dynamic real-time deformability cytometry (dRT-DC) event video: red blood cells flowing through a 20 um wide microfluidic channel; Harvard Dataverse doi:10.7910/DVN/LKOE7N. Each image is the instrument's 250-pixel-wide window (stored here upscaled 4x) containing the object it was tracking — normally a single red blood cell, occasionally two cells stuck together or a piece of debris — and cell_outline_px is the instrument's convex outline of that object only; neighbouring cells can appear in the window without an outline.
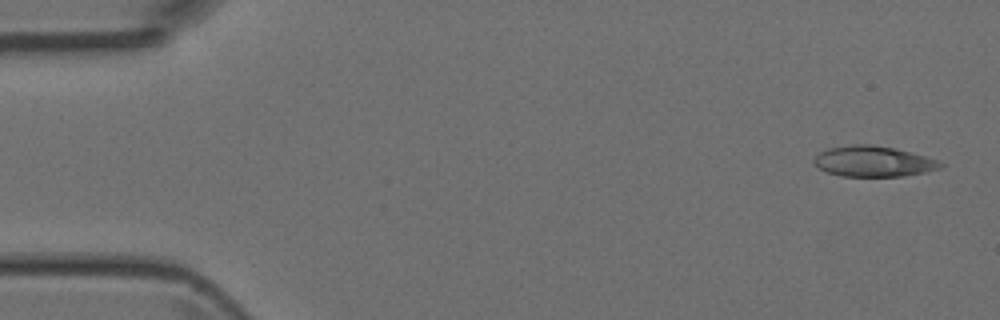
{"species": "Egyptian fruit bat (a non-hibernating species)", "species_latin": "Rousettus aegyptiacus", "temperature_condition": "room temperature", "stored_images_in_passage": 6, "camera_frame_rate_fps": 3000, "um_per_image_px": 0.085, "animal": {"sex": "female"}, "frame": {"image": 1, "passage_image": 1, "time_ms": 0.0, "image_size_px": [1000, 320], "cell_outline_px": [[944, 164], [940, 168], [924, 172], [904, 176], [840, 176], [828, 172], [820, 168], [812, 160], [820, 152], [828, 148], [852, 144], [868, 144], [896, 148], [924, 156], [936, 160]], "centroid_in_image_um": [74.22, 13.71], "position_along_channel_um": 10.8, "area_um2": 22.37}}
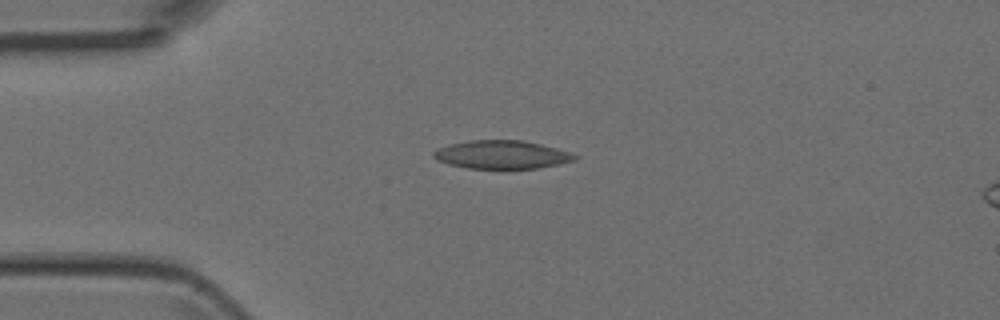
{"frame": {"image": 2, "passage_image": 4, "time_ms": 3.333, "image_size_px": [1000, 320], "cell_outline_px": [[580, 156], [576, 160], [536, 168], [468, 168], [448, 164], [432, 156], [432, 152], [436, 148], [448, 144], [468, 140], [524, 140], [572, 152]], "centroid_in_image_um": [42.64, 13.13], "position_along_channel_um": 42.4, "area_um2": 23.29}}